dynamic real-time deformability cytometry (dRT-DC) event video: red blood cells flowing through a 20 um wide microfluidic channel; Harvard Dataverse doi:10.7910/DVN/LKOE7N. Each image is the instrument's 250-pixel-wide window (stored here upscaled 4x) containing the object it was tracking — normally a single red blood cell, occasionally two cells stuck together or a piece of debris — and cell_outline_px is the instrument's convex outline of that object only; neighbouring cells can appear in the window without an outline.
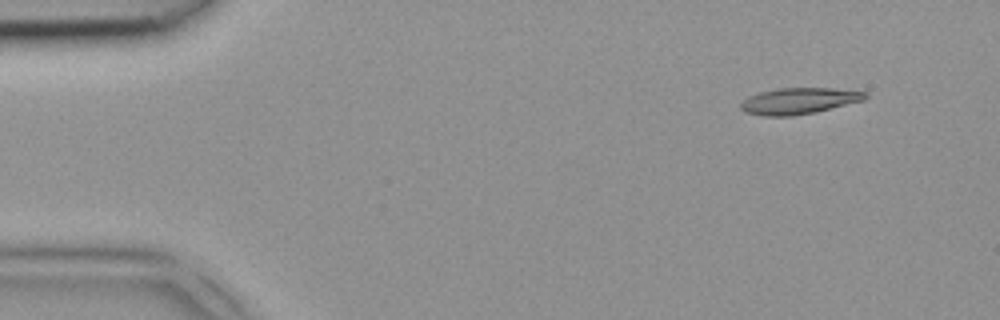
{"species": "common noctule bat (a hibernating species)", "species_latin": "Nyctalus noctula", "temperature_condition": "room temperature", "stored_images_in_passage": 2, "camera_frame_rate_fps": 3000, "um_per_image_px": 0.085, "animal": {"sex": "female", "body_mass_g": 18.4}, "frame": {"image": 1, "passage_image": 2, "time_ms": 0.333, "image_size_px": [1000, 320], "cell_outline_px": [[868, 96], [864, 100], [816, 112], [792, 116], [764, 116], [744, 112], [740, 108], [740, 104], [748, 96], [760, 92], [776, 88], [832, 88], [868, 92]], "centroid_in_image_um": [67.9, 8.58], "position_along_channel_um": 17.1, "area_um2": 19.13}}